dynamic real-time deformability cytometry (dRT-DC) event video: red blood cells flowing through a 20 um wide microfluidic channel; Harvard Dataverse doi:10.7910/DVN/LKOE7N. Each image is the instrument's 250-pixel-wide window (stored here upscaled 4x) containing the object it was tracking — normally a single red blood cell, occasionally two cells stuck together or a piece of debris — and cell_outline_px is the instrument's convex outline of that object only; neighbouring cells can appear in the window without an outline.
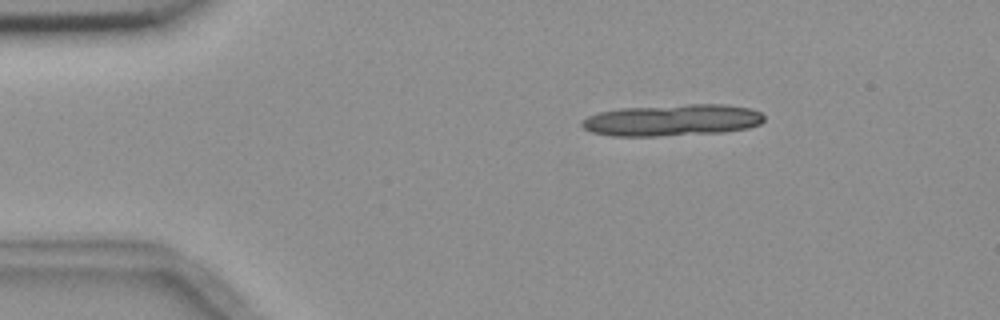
{"species": "common noctule bat (a hibernating species)", "species_latin": "Nyctalus noctula", "temperature_condition": "room temperature", "stored_images_in_passage": 5, "camera_frame_rate_fps": 3000, "um_per_image_px": 0.085, "animal": {"sex": "female", "body_mass_g": 18.4}, "frame": {"image": 1, "passage_image": 1, "time_ms": 0.0, "image_size_px": [1000, 320], "cell_outline_px": [[764, 120], [760, 124], [748, 128], [724, 132], [656, 136], [612, 136], [592, 132], [584, 128], [580, 124], [580, 120], [588, 116], [600, 112], [620, 108], [688, 104], [728, 104], [752, 108], [760, 112], [764, 116]], "centroid_in_image_um": [57.16, 10.21], "position_along_channel_um": 27.8, "area_um2": 33.81}}